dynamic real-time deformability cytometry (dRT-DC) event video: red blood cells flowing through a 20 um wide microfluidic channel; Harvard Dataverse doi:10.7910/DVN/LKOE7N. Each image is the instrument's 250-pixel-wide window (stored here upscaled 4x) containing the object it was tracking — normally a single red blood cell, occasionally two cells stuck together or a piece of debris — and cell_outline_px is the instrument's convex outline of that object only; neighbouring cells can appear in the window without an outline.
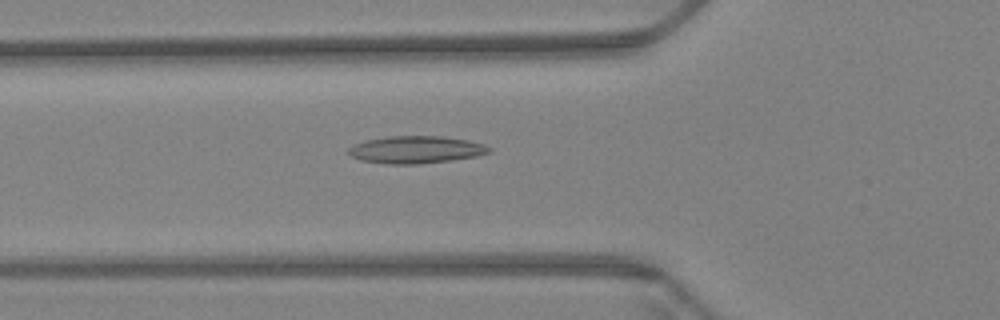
{"species": "Egyptian fruit bat (a non-hibernating species)", "species_latin": "Rousettus aegyptiacus", "temperature_condition": "warm", "stored_images_in_passage": 27, "camera_frame_rate_fps": 3000, "um_per_image_px": 0.085, "animal": {"sex": "female"}, "frame": {"image": 1, "passage_image": 8, "time_ms": 2.333, "image_size_px": [1000, 320], "cell_outline_px": [[492, 152], [476, 156], [448, 160], [416, 164], [388, 164], [360, 160], [348, 156], [348, 148], [364, 140], [388, 136], [444, 136], [468, 140], [484, 144], [492, 148]], "centroid_in_image_um": [35.34, 12.71], "position_along_channel_um": 90.5, "area_um2": 22.48}}
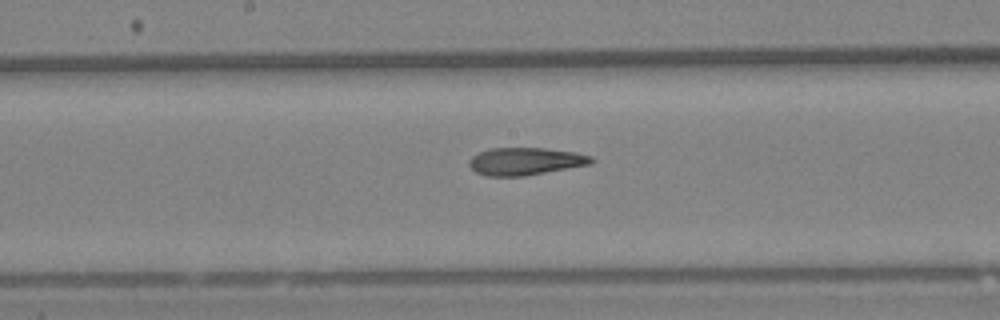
{"frame": {"image": 2, "passage_image": 18, "time_ms": 5.667, "image_size_px": [1000, 320], "cell_outline_px": [[596, 160], [592, 164], [524, 176], [484, 176], [476, 172], [468, 164], [468, 160], [472, 156], [480, 152], [492, 148], [544, 148], [576, 152], [592, 156]], "centroid_in_image_um": [44.68, 13.71], "position_along_channel_um": 203.5, "area_um2": 19.71}}
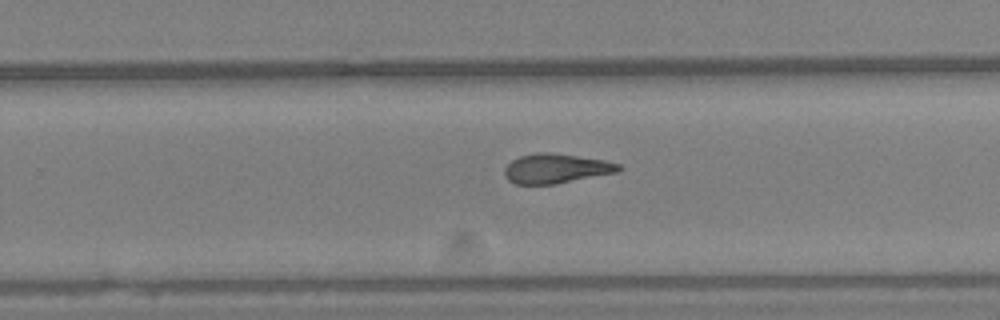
{"frame": {"image": 3, "passage_image": 25, "time_ms": 8.0, "image_size_px": [1000, 320], "cell_outline_px": [[620, 172], [556, 184], [516, 184], [508, 180], [504, 176], [504, 168], [512, 160], [520, 156], [536, 152], [548, 152], [604, 160], [620, 164]], "centroid_in_image_um": [47.25, 14.33], "position_along_channel_um": 282.5, "area_um2": 19.71}}